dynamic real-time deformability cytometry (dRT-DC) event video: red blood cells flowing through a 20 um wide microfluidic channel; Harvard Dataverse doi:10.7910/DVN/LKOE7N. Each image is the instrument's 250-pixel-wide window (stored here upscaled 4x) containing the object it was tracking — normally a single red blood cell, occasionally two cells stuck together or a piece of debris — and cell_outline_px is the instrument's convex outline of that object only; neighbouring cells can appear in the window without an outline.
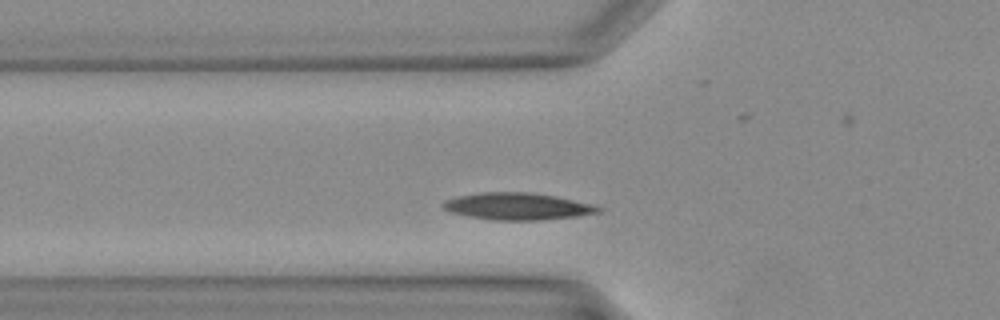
{"species": "Egyptian fruit bat (a non-hibernating species)", "species_latin": "Rousettus aegyptiacus", "temperature_condition": "warm", "stored_images_in_passage": 23, "camera_frame_rate_fps": 3000, "um_per_image_px": 0.085, "animal": {"sex": "female"}, "frame": {"image": 1, "passage_image": 2, "time_ms": 0.333, "image_size_px": [1000, 320], "cell_outline_px": [[604, 208], [600, 212], [576, 216], [540, 220], [492, 220], [448, 212], [440, 204], [444, 200], [456, 196], [480, 192], [528, 192], [556, 196], [592, 204]], "centroid_in_image_um": [43.95, 17.53], "position_along_channel_um": 81.9, "area_um2": 24.51}}
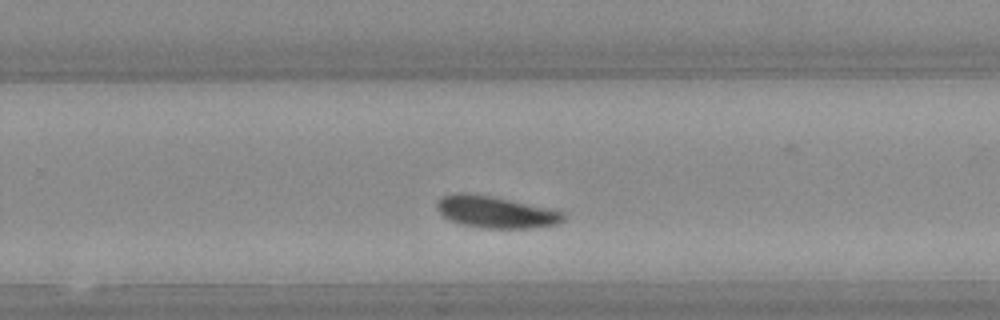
{"frame": {"image": 2, "passage_image": 14, "time_ms": 4.333, "image_size_px": [1000, 320], "cell_outline_px": [[564, 220], [556, 224], [536, 228], [484, 228], [460, 224], [444, 216], [436, 208], [436, 200], [444, 196], [456, 192], [464, 192], [488, 196], [552, 208], [564, 212]], "centroid_in_image_um": [42.14, 18.02], "position_along_channel_um": 287.7, "area_um2": 23.41}}
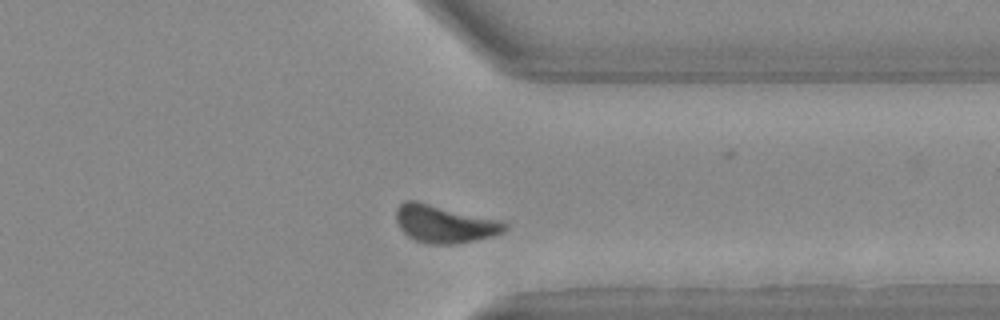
{"frame": {"image": 3, "passage_image": 19, "time_ms": 6.0, "image_size_px": [1000, 320], "cell_outline_px": [[508, 228], [504, 232], [492, 236], [476, 240], [456, 244], [428, 244], [416, 240], [408, 236], [400, 228], [396, 220], [396, 212], [400, 204], [404, 200], [416, 200], [500, 220], [508, 224]], "centroid_in_image_um": [37.79, 19.03], "position_along_channel_um": 373.6, "area_um2": 23.93}}